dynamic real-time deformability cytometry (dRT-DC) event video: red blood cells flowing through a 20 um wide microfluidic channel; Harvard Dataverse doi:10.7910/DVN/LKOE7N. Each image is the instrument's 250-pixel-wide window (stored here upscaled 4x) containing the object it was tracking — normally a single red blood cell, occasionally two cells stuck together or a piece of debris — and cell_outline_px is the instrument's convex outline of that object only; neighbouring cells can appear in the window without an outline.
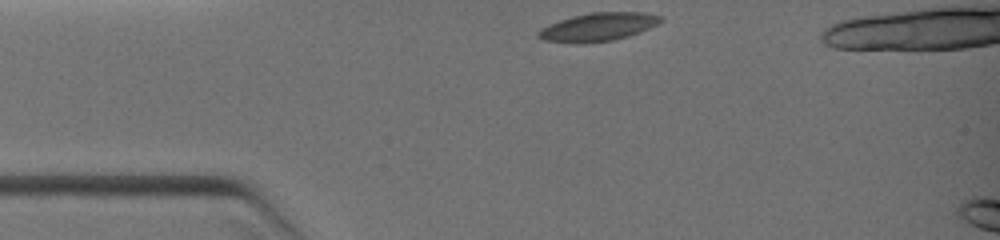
{"species": "common noctule bat (a hibernating species)", "species_latin": "Nyctalus noctula", "temperature_condition": "warm", "stored_images_in_passage": 3, "camera_frame_rate_fps": 3000, "um_per_image_px": 0.085, "animal": {"sex": "female", "body_mass_g": 19.0, "forearm_length_mm": 51.5}, "frame": {"image": 1, "passage_image": 1, "time_ms": 0.0, "image_size_px": [1000, 240], "cell_outline_px": [[664, 20], [640, 32], [628, 36], [612, 40], [584, 44], [572, 44], [544, 40], [536, 36], [536, 32], [540, 28], [548, 24], [572, 16], [592, 12], [644, 12], [664, 16]], "centroid_in_image_um": [50.81, 2.3], "position_along_channel_um": 34.2, "area_um2": 20.46}}